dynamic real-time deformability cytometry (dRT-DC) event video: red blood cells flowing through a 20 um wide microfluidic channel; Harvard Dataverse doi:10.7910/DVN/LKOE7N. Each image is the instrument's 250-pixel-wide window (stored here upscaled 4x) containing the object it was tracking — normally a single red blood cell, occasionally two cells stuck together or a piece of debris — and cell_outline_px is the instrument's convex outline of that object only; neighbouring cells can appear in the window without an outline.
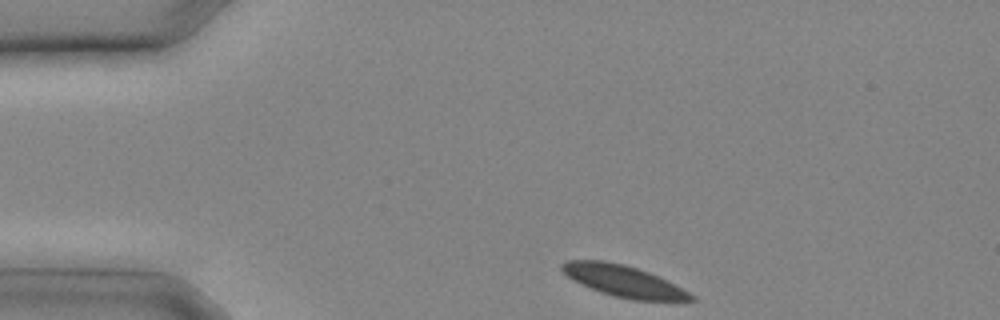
{"species": "common noctule bat (a hibernating species)", "species_latin": "Nyctalus noctula", "temperature_condition": "cold", "stored_images_in_passage": 22, "camera_frame_rate_fps": 3000, "um_per_image_px": 0.085, "animal": {"sex": "male", "body_mass_g": 20.4}, "frame": {"image": 1, "passage_image": 1, "time_ms": 0.0, "image_size_px": [1000, 320], "cell_outline_px": [[696, 300], [632, 300], [600, 292], [580, 284], [572, 280], [560, 268], [560, 264], [568, 260], [604, 260], [624, 264], [648, 272], [696, 296]], "centroid_in_image_um": [52.93, 23.88], "position_along_channel_um": 32.1, "area_um2": 23.24}}
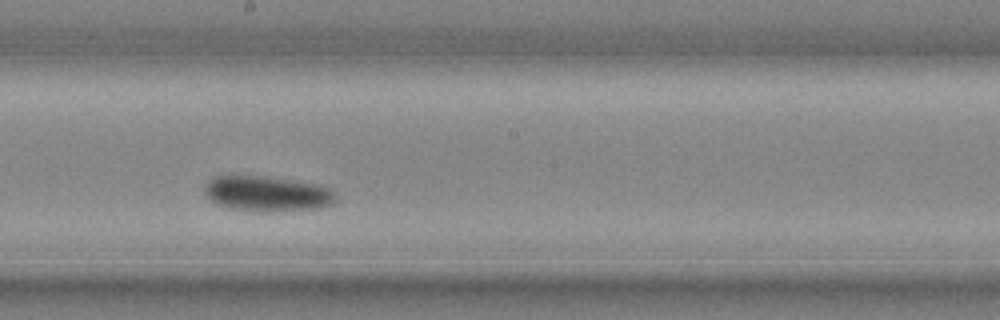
{"frame": {"image": 2, "passage_image": 11, "time_ms": 3.333, "image_size_px": [1000, 320], "cell_outline_px": [[336, 200], [332, 204], [320, 208], [268, 212], [232, 208], [216, 204], [204, 192], [204, 188], [208, 180], [216, 176], [264, 176], [320, 184], [328, 188], [332, 192]], "centroid_in_image_um": [22.71, 16.46], "position_along_channel_um": 225.5, "area_um2": 26.82}}
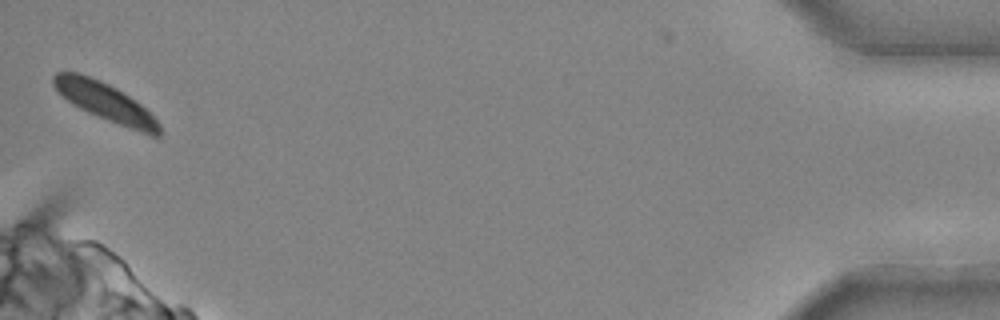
{"frame": {"image": 3, "passage_image": 22, "time_ms": 7.0, "image_size_px": [1000, 320], "cell_outline_px": [[164, 132], [160, 136], [152, 136], [128, 128], [88, 112], [72, 104], [52, 84], [52, 76], [56, 72], [76, 72], [100, 80], [116, 88], [140, 104], [160, 124]], "centroid_in_image_um": [8.98, 8.68], "position_along_channel_um": 426.2, "area_um2": 23.12}}